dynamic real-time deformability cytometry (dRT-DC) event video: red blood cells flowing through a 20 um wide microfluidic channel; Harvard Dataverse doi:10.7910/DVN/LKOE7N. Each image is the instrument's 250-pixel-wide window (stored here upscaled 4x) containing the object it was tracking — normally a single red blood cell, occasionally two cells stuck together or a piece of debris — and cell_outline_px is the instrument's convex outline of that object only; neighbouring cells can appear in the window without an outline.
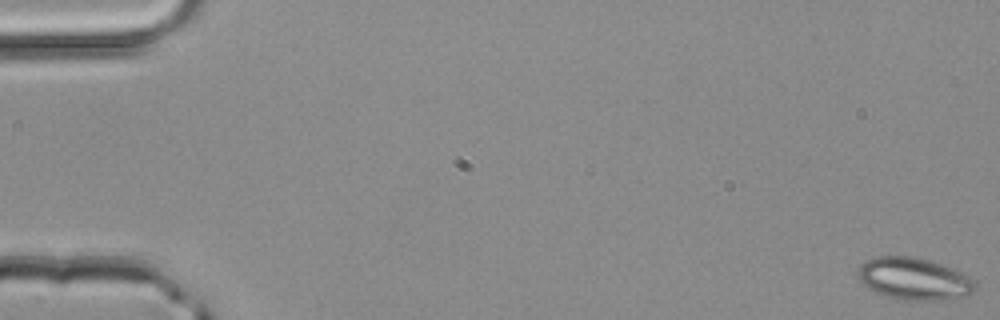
{"species": "common noctule bat (a hibernating species)", "species_latin": "Nyctalus noctula", "temperature_condition": "room temperature", "stored_images_in_passage": 4, "camera_frame_rate_fps": 3000, "um_per_image_px": 0.085, "animal": {"sex": "male", "body_mass_g": 20.4}, "frame": {"image": 1, "passage_image": 1, "time_ms": 0.0, "image_size_px": [1000, 320], "cell_outline_px": [[976, 288], [972, 292], [964, 296], [940, 300], [904, 300], [884, 296], [868, 288], [860, 280], [856, 272], [860, 264], [876, 256], [916, 256], [964, 272], [976, 280]], "centroid_in_image_um": [77.7, 23.69], "position_along_channel_um": 7.3, "area_um2": 29.02}}